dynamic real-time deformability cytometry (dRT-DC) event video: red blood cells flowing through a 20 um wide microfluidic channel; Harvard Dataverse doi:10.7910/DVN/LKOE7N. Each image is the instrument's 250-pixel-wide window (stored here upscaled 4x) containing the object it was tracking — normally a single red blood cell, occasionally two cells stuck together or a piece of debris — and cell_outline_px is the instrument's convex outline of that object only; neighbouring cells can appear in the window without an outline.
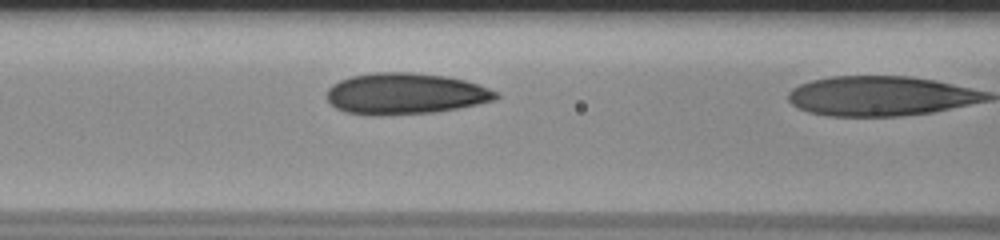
{"species": "human", "species_latin": "Homo sapiens", "temperature_condition": "room temperature", "stored_images_in_passage": 11, "camera_frame_rate_fps": 3000, "um_per_image_px": 0.085, "donor": {"sex": "male"}, "frame": {"image": 1, "passage_image": 10, "time_ms": 3.0, "image_size_px": [1000, 240], "cell_outline_px": [[500, 96], [496, 100], [436, 112], [380, 116], [372, 116], [344, 112], [336, 108], [328, 100], [328, 88], [332, 84], [340, 80], [352, 76], [376, 72], [408, 72], [444, 76], [464, 80], [488, 88], [496, 92]], "centroid_in_image_um": [34.42, 7.97], "position_along_channel_um": 132.2, "area_um2": 40.58}}